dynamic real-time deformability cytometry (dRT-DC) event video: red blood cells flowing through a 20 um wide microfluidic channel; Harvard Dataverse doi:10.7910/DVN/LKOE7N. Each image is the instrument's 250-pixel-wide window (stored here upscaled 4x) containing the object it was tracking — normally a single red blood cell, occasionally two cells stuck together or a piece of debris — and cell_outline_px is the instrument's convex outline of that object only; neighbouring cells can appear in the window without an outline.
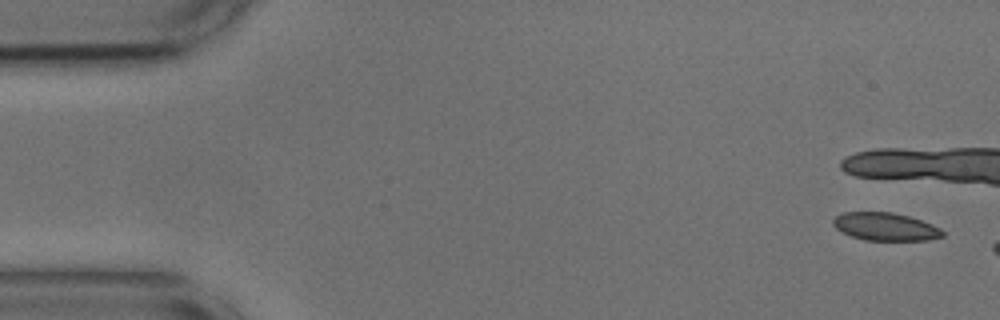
{"species": "common noctule bat (a hibernating species)", "species_latin": "Nyctalus noctula", "temperature_condition": "cold", "stored_images_in_passage": 7, "camera_frame_rate_fps": 3000, "um_per_image_px": 0.085, "animal": {"sex": "male", "body_mass_g": 17.9, "forearm_length_mm": 54.2}, "frame": {"image": 1, "passage_image": 1, "time_ms": 0.0, "image_size_px": [1000, 320], "cell_outline_px": [[944, 236], [928, 240], [864, 240], [840, 232], [832, 224], [832, 220], [836, 216], [844, 212], [892, 212], [908, 216], [932, 224], [940, 228], [944, 232]], "centroid_in_image_um": [75.24, 19.27], "position_along_channel_um": 9.8, "area_um2": 17.8}}